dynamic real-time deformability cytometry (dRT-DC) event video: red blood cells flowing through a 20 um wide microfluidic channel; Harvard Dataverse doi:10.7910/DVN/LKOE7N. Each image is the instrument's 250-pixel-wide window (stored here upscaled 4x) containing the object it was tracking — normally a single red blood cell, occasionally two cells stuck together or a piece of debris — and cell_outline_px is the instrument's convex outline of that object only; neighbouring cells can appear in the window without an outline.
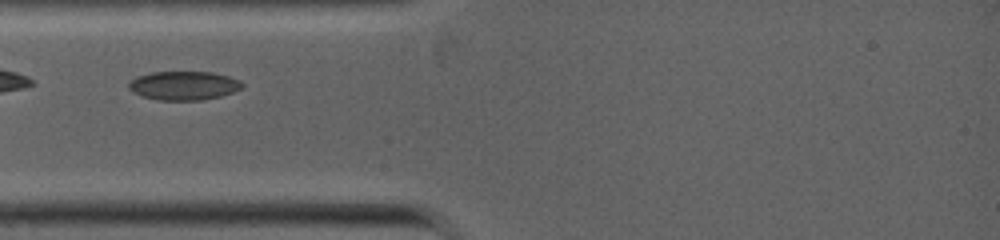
{"species": "common noctule bat (a hibernating species)", "species_latin": "Nyctalus noctula", "temperature_condition": "warm", "stored_images_in_passage": 30, "camera_frame_rate_fps": 5000, "um_per_image_px": 0.085, "animal": {"sex": "female", "body_mass_g": 19.0, "forearm_length_mm": 53.3}, "frame": {"image": 1, "passage_image": 1, "time_ms": 0.0, "image_size_px": [1000, 240], "cell_outline_px": [[244, 84], [240, 88], [232, 92], [220, 96], [200, 100], [160, 100], [140, 96], [128, 88], [128, 80], [136, 76], [152, 72], [212, 72], [228, 76], [240, 80]], "centroid_in_image_um": [15.57, 7.27], "position_along_channel_um": 69.4, "area_um2": 19.07}}
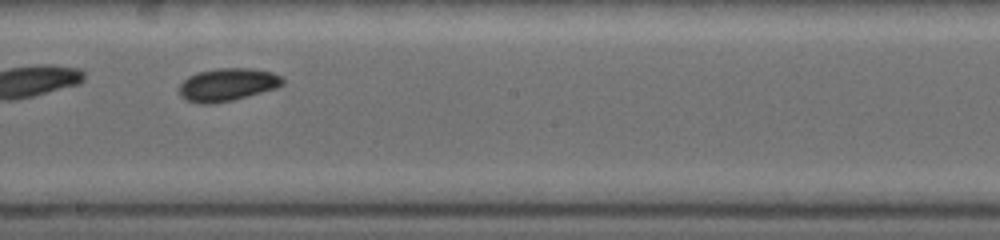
{"frame": {"image": 2, "passage_image": 14, "time_ms": 3.2, "image_size_px": [1000, 240], "cell_outline_px": [[284, 84], [276, 88], [248, 96], [232, 100], [212, 104], [200, 104], [188, 100], [180, 96], [180, 84], [188, 76], [196, 72], [216, 68], [252, 68], [272, 72], [280, 76], [284, 80]], "centroid_in_image_um": [19.33, 7.18], "position_along_channel_um": 228.9, "area_um2": 19.83}}
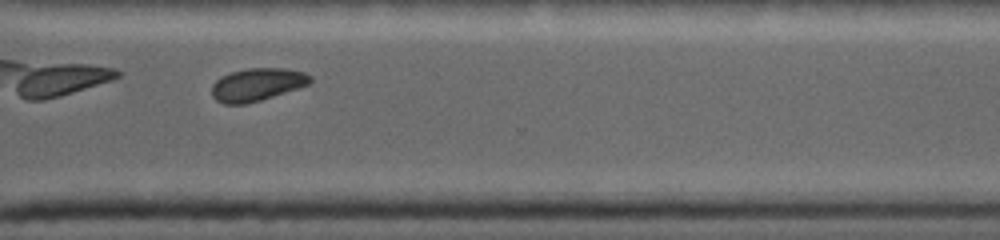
{"frame": {"image": 3, "passage_image": 24, "time_ms": 5.6, "image_size_px": [1000, 240], "cell_outline_px": [[312, 80], [308, 84], [260, 100], [244, 104], [224, 104], [216, 100], [212, 96], [212, 84], [216, 80], [232, 72], [248, 68], [288, 68], [304, 72], [312, 76]], "centroid_in_image_um": [21.85, 7.18], "position_along_channel_um": 348.8, "area_um2": 18.55}}